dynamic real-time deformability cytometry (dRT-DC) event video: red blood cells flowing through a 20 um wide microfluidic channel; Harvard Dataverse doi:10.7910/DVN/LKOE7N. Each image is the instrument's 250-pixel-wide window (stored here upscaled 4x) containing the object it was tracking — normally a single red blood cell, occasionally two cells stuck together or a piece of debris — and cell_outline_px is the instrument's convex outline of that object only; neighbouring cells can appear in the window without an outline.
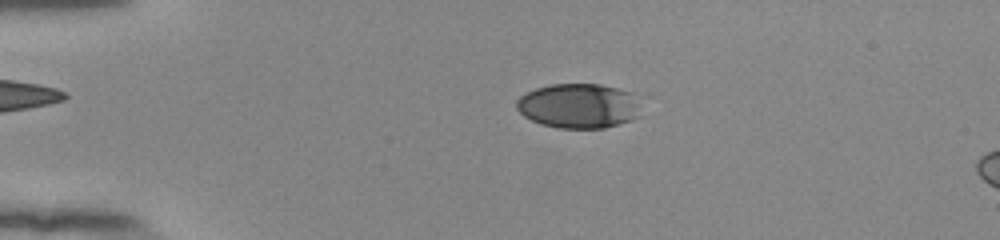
{"species": "human", "species_latin": "Homo sapiens", "temperature_condition": "room temperature", "stored_images_in_passage": 54, "camera_frame_rate_fps": 3000, "um_per_image_px": 0.085, "donor": {"sex": "female"}, "frame": {"image": 1, "passage_image": 13, "time_ms": 4.0, "image_size_px": [1000, 240], "cell_outline_px": [[640, 116], [632, 120], [604, 128], [556, 128], [540, 124], [524, 116], [516, 108], [516, 100], [520, 96], [536, 88], [552, 84], [600, 84], [636, 92]], "centroid_in_image_um": [49.22, 8.99], "position_along_channel_um": 35.8, "area_um2": 32.77}}
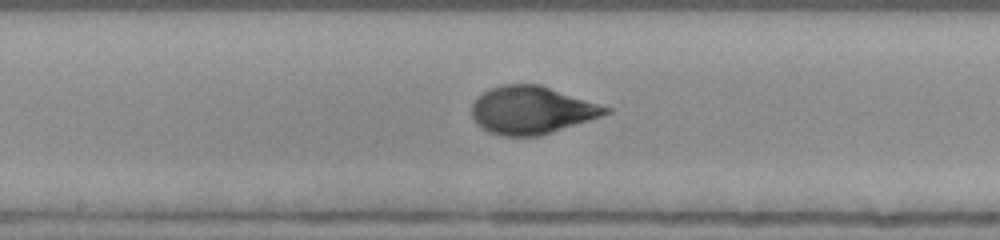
{"frame": {"image": 2, "passage_image": 30, "time_ms": 9.667, "image_size_px": [1000, 240], "cell_outline_px": [[612, 112], [540, 136], [504, 136], [488, 132], [476, 124], [472, 116], [472, 104], [484, 92], [492, 88], [504, 84], [540, 84], [612, 108]], "centroid_in_image_um": [45.19, 9.36], "position_along_channel_um": 203.0, "area_um2": 36.99}}
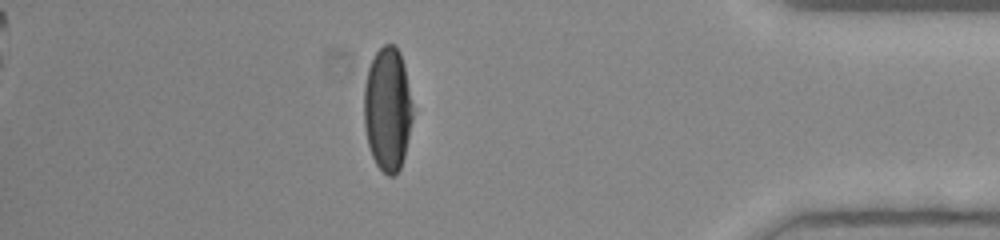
{"frame": {"image": 3, "passage_image": 48, "time_ms": 15.667, "image_size_px": [1000, 240], "cell_outline_px": [[412, 120], [404, 156], [400, 168], [392, 176], [388, 176], [376, 164], [372, 156], [368, 144], [364, 124], [364, 84], [368, 68], [376, 52], [384, 44], [392, 44], [400, 52], [404, 64], [412, 104]], "centroid_in_image_um": [32.93, 9.26], "position_along_channel_um": 402.3, "area_um2": 34.97}, "authors_computed_cell_mechanics": {"area_um2": 35.2869, "velocity_mm_per_s": 3.8767, "shape_relaxation_time_tau1_ms": 3.7129, "shape_relaxation_time_tau2_ms": null, "deformation_change_tau1": 0.1959, "deformation_change_tau2": null}}